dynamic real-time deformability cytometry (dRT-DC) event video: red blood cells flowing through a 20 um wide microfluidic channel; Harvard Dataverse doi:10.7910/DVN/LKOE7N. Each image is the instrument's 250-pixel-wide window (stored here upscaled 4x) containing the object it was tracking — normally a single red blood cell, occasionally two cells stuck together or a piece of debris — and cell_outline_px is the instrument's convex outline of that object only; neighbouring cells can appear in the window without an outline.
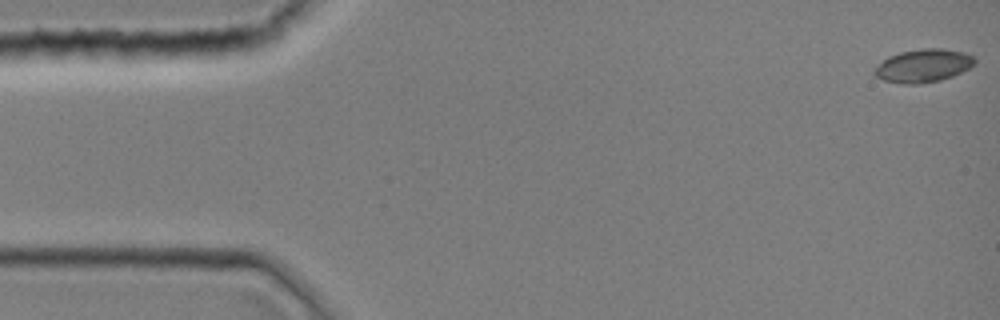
{"species": "common noctule bat (a hibernating species)", "species_latin": "Nyctalus noctula", "temperature_condition": "room temperature", "stored_images_in_passage": 44, "camera_frame_rate_fps": 3000, "um_per_image_px": 0.085, "animal": {"sex": "female", "body_mass_g": 19.0, "forearm_length_mm": 51.5}, "frame": {"image": 1, "passage_image": 1, "time_ms": 0.0, "image_size_px": [1000, 320], "cell_outline_px": [[976, 64], [952, 76], [940, 80], [920, 84], [904, 84], [884, 80], [876, 76], [872, 72], [888, 56], [900, 52], [920, 48], [940, 48], [964, 52], [976, 56]], "centroid_in_image_um": [78.51, 5.57], "position_along_channel_um": 6.5, "area_um2": 19.36}}
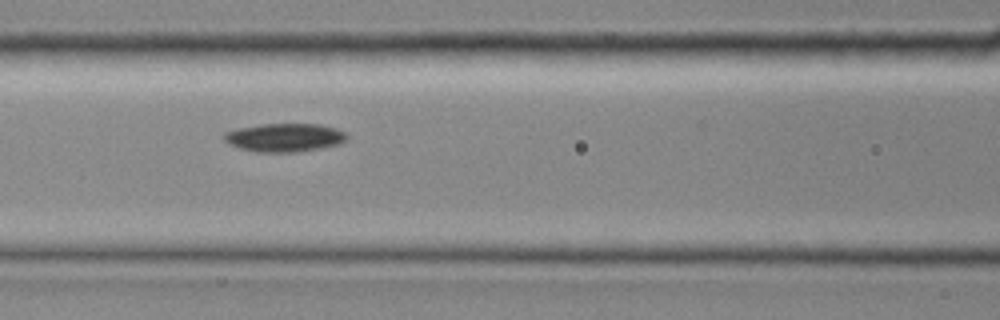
{"frame": {"image": 2, "passage_image": 19, "time_ms": 6.0, "image_size_px": [1000, 320], "cell_outline_px": [[348, 136], [340, 144], [324, 148], [300, 152], [256, 152], [240, 148], [228, 144], [224, 140], [224, 132], [236, 128], [264, 124], [320, 124], [336, 128], [344, 132]], "centroid_in_image_um": [24.19, 11.7], "position_along_channel_um": 142.4, "area_um2": 20.52}}
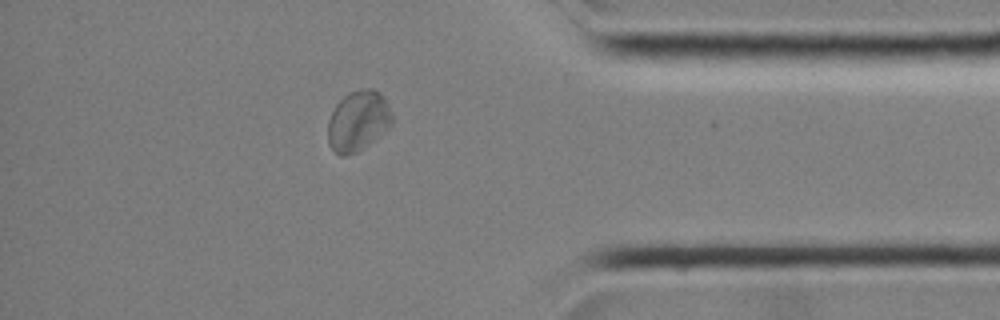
{"frame": {"image": 3, "passage_image": 38, "time_ms": 12.333, "image_size_px": [1000, 320], "cell_outline_px": [[392, 124], [380, 136], [356, 152], [344, 156], [340, 156], [328, 144], [328, 120], [336, 104], [348, 92], [368, 88], [372, 88], [380, 92], [384, 96], [392, 112]], "centroid_in_image_um": [30.45, 10.27], "position_along_channel_um": 404.8, "area_um2": 22.66}}